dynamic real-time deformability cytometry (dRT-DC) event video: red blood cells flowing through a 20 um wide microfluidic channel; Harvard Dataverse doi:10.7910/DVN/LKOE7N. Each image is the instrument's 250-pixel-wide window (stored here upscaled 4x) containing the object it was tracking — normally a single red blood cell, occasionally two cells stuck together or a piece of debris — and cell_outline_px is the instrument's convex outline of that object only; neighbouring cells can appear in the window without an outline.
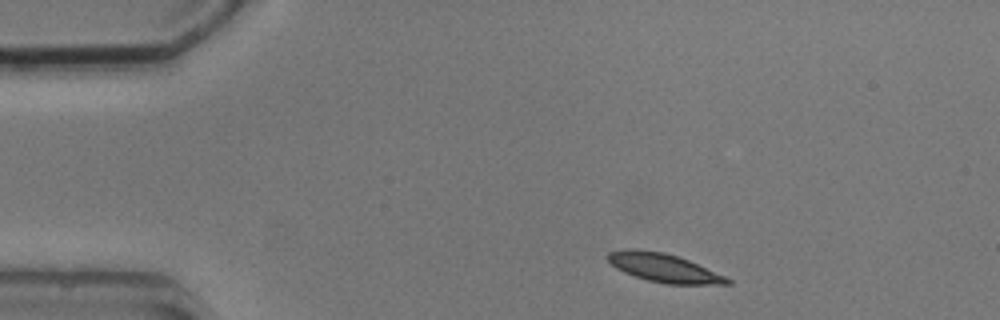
{"species": "common noctule bat (a hibernating species)", "species_latin": "Nyctalus noctula", "temperature_condition": "cold", "stored_images_in_passage": 3, "camera_frame_rate_fps": 3000, "um_per_image_px": 0.085, "animal": {"sex": "male", "body_mass_g": 20.5, "forearm_length_mm": 52.5}, "frame": {"image": 1, "passage_image": 1, "time_ms": 0.0, "image_size_px": [1000, 320], "cell_outline_px": [[732, 284], [664, 284], [648, 280], [624, 272], [616, 268], [608, 260], [608, 252], [632, 248], [636, 248], [664, 252], [688, 260], [724, 276], [732, 280]], "centroid_in_image_um": [56.41, 22.76], "position_along_channel_um": 28.6, "area_um2": 19.59}}
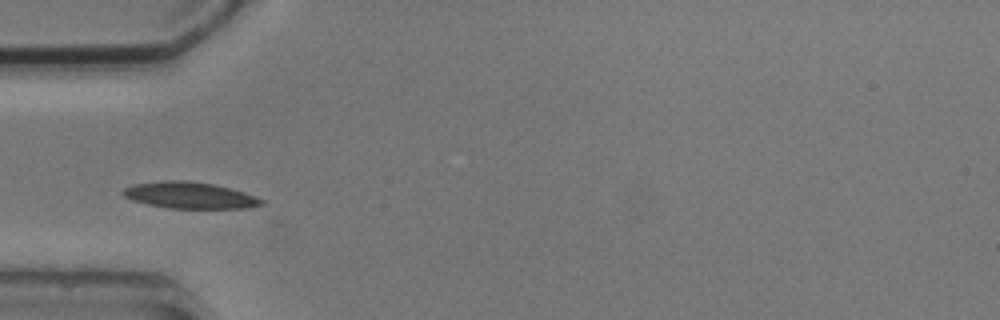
{"frame": {"image": 2, "passage_image": 3, "time_ms": 2.667, "image_size_px": [1000, 320], "cell_outline_px": [[268, 204], [244, 208], [168, 208], [148, 204], [132, 200], [124, 196], [120, 192], [124, 188], [136, 184], [164, 180], [184, 180], [212, 184], [232, 188], [244, 192], [264, 200]], "centroid_in_image_um": [16.15, 16.6], "position_along_channel_um": 68.9, "area_um2": 21.33}}